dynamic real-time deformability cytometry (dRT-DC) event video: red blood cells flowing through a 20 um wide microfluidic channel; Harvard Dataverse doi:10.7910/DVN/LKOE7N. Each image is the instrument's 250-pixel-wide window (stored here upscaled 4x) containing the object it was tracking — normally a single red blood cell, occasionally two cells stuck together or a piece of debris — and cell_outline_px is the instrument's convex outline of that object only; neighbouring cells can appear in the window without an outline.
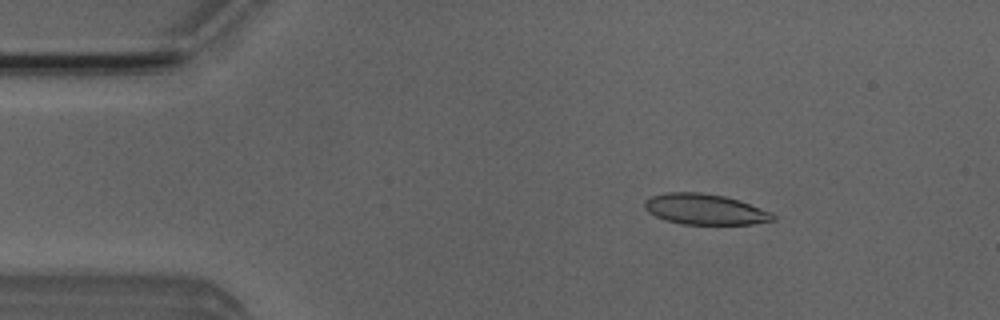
{"species": "Egyptian fruit bat (a non-hibernating species)", "species_latin": "Rousettus aegyptiacus", "temperature_condition": "room temperature", "stored_images_in_passage": 4, "camera_frame_rate_fps": 3000, "um_per_image_px": 0.085, "animal": {"sex": "male"}, "frame": {"image": 1, "passage_image": 2, "time_ms": 0.333, "image_size_px": [1000, 320], "cell_outline_px": [[776, 220], [752, 224], [684, 224], [664, 220], [648, 212], [644, 208], [644, 200], [652, 196], [668, 192], [700, 192], [724, 196], [772, 212], [776, 216]], "centroid_in_image_um": [59.9, 17.79], "position_along_channel_um": 25.1, "area_um2": 22.83}}